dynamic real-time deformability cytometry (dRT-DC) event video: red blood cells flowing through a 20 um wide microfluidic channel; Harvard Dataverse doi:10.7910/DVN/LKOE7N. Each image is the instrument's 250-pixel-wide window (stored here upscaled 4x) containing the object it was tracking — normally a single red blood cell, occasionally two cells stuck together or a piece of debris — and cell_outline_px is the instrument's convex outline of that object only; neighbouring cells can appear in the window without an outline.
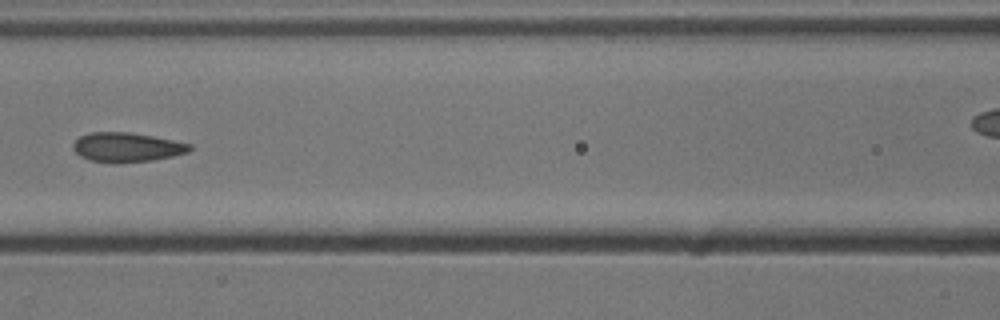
{"species": "common noctule bat (a hibernating species)", "species_latin": "Nyctalus noctula", "temperature_condition": "cold", "stored_images_in_passage": 8, "segment_of_instrument_passage": [1, 2], "camera_frame_rate_fps": 3000, "um_per_image_px": 0.085, "animal": {"sex": "male", "body_mass_g": 13.3}, "frame": {"image": 1, "passage_image": 7, "time_ms": 2.0, "image_size_px": [1000, 320], "cell_outline_px": [[192, 148], [188, 152], [172, 156], [152, 160], [88, 160], [80, 156], [72, 148], [72, 144], [80, 136], [92, 132], [128, 132], [152, 136], [192, 144]], "centroid_in_image_um": [10.78, 12.47], "position_along_channel_um": 155.8, "area_um2": 19.13}}